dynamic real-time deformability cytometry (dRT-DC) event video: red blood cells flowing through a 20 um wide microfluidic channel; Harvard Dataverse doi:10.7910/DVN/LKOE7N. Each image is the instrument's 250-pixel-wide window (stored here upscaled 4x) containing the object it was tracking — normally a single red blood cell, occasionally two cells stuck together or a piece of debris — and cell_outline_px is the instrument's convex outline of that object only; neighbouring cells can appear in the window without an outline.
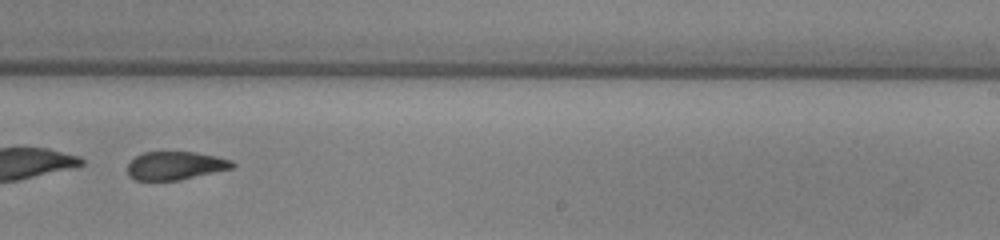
{"species": "common noctule bat (a hibernating species)", "species_latin": "Nyctalus noctula", "temperature_condition": "warm", "stored_images_in_passage": 52, "segment_of_instrument_passage": [2, 2], "camera_frame_rate_fps": 3000, "um_per_image_px": 0.085, "animal": {"sex": "male", "body_mass_g": 13.0, "forearm_length_mm": 53.1}, "frame": {"image": 1, "passage_image": 33, "time_ms": 10.667, "image_size_px": [1000, 240], "cell_outline_px": [[236, 164], [232, 168], [180, 180], [136, 180], [128, 176], [128, 164], [136, 156], [144, 152], [196, 152], [216, 156], [232, 160]], "centroid_in_image_um": [14.91, 14.08], "position_along_channel_um": 274.1, "area_um2": 17.22}}